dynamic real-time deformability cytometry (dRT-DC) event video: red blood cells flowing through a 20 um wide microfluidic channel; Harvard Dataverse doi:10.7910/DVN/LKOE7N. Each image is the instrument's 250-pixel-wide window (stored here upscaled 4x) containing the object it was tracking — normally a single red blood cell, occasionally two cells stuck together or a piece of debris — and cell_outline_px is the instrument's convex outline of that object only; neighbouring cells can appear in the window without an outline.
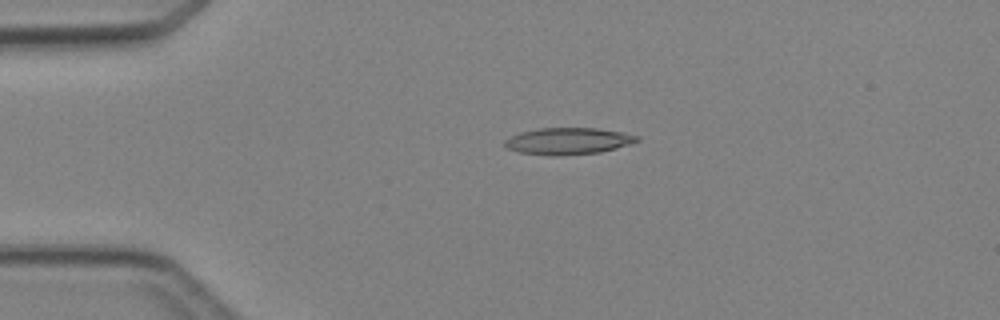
{"species": "Egyptian fruit bat (a non-hibernating species)", "species_latin": "Rousettus aegyptiacus", "temperature_condition": "cold", "stored_images_in_passage": 6, "camera_frame_rate_fps": 3000, "um_per_image_px": 0.085, "animal": {"sex": "female"}, "frame": {"image": 1, "passage_image": 4, "time_ms": 3.333, "image_size_px": [1000, 320], "cell_outline_px": [[640, 140], [616, 148], [600, 152], [556, 156], [548, 156], [520, 152], [508, 148], [504, 144], [504, 140], [520, 132], [540, 128], [596, 128], [620, 132], [640, 136]], "centroid_in_image_um": [48.28, 11.99], "position_along_channel_um": 36.7, "area_um2": 20.46}}
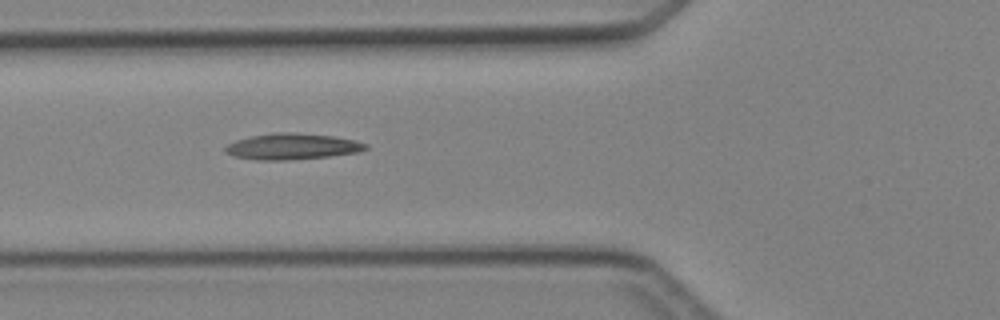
{"frame": {"image": 2, "passage_image": 6, "time_ms": 5.667, "image_size_px": [1000, 320], "cell_outline_px": [[368, 148], [360, 152], [328, 156], [284, 160], [256, 160], [232, 156], [224, 152], [224, 148], [228, 144], [236, 140], [252, 136], [276, 132], [292, 132], [332, 136], [356, 140], [368, 144]], "centroid_in_image_um": [24.83, 12.45], "position_along_channel_um": 101.0, "area_um2": 21.33}}